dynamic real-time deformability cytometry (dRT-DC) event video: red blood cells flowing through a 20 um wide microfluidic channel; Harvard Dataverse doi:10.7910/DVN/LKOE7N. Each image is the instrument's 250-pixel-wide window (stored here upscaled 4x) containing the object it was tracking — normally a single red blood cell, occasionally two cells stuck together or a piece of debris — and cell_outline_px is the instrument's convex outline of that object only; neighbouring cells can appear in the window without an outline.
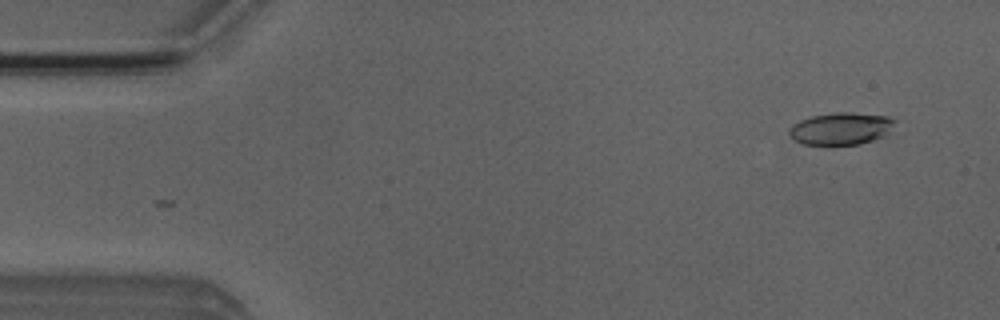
{"species": "Egyptian fruit bat (a non-hibernating species)", "species_latin": "Rousettus aegyptiacus", "temperature_condition": "room temperature", "stored_images_in_passage": 3, "camera_frame_rate_fps": 3000, "um_per_image_px": 0.085, "animal": {"sex": "male"}, "frame": {"image": 1, "passage_image": 3, "time_ms": 2.333, "image_size_px": [1000, 320], "cell_outline_px": [[896, 120], [888, 132], [884, 136], [860, 144], [832, 148], [804, 144], [796, 140], [788, 132], [788, 128], [792, 124], [800, 120], [812, 116], [832, 112], [852, 112], [888, 116]], "centroid_in_image_um": [71.45, 10.97], "position_along_channel_um": 13.6, "area_um2": 20.52}}